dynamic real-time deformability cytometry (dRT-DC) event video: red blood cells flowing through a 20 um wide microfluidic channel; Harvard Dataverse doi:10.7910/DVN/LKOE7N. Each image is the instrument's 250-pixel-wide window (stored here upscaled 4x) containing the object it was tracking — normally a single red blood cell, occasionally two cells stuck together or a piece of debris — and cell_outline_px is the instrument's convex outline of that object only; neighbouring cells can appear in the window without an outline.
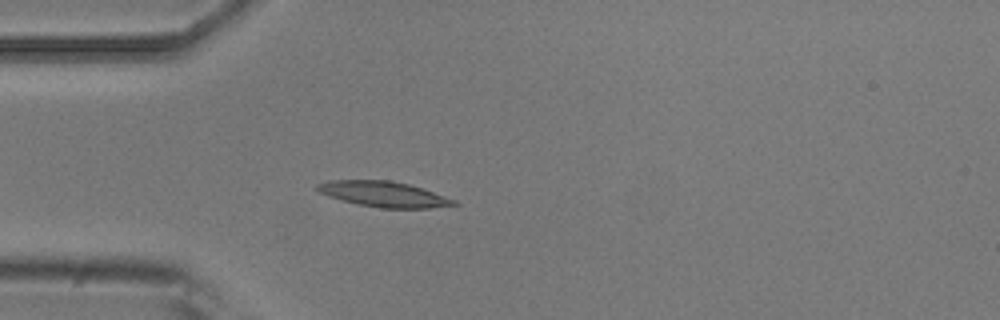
{"species": "common noctule bat (a hibernating species)", "species_latin": "Nyctalus noctula", "temperature_condition": "room temperature", "stored_images_in_passage": 51, "camera_frame_rate_fps": 3000, "um_per_image_px": 0.085, "animal": {"sex": "male", "body_mass_g": 20.5, "forearm_length_mm": 52.5}, "frame": {"image": 1, "passage_image": 14, "time_ms": 4.333, "image_size_px": [1000, 320], "cell_outline_px": [[460, 204], [428, 208], [380, 208], [360, 204], [328, 196], [320, 192], [316, 188], [316, 184], [328, 180], [388, 180], [408, 184], [456, 200]], "centroid_in_image_um": [32.6, 16.5], "position_along_channel_um": 52.4, "area_um2": 19.94}}
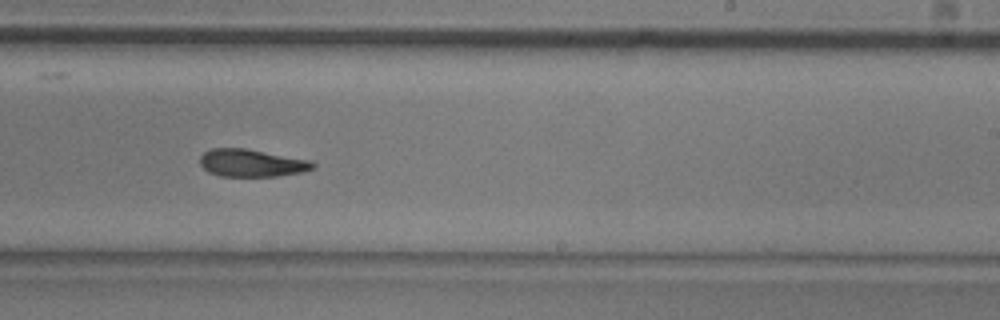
{"frame": {"image": 2, "passage_image": 31, "time_ms": 10.0, "image_size_px": [1000, 320], "cell_outline_px": [[316, 164], [312, 168], [300, 172], [276, 176], [220, 176], [208, 172], [200, 164], [200, 156], [204, 152], [212, 148], [244, 148], [312, 160]], "centroid_in_image_um": [21.37, 13.85], "position_along_channel_um": 267.6, "area_um2": 18.03}}
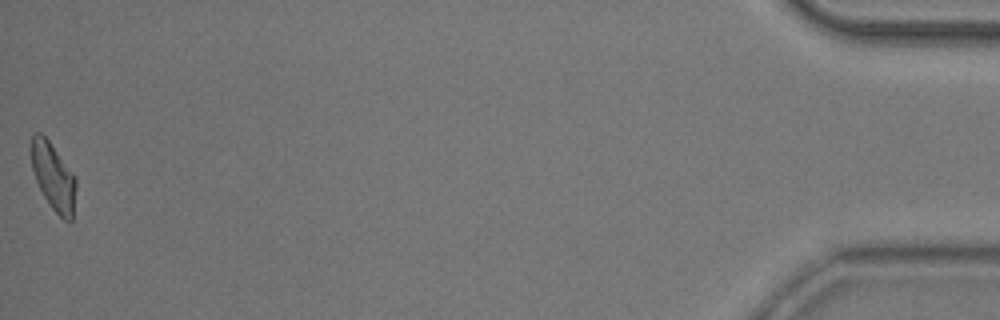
{"frame": {"image": 3, "passage_image": 51, "time_ms": 16.667, "image_size_px": [1000, 320], "cell_outline_px": [[76, 188], [72, 220], [64, 220], [52, 208], [44, 196], [36, 180], [32, 168], [32, 136], [36, 132], [40, 132], [48, 140], [76, 176]], "centroid_in_image_um": [4.56, 15.02], "position_along_channel_um": 430.6, "area_um2": 17.22}, "authors_computed_cell_mechanics": {"area_um2": 18.5538, "velocity_mm_per_s": 3.925, "shape_relaxation_time_tau1_ms": 8.3945, "shape_relaxation_time_tau2_ms": null, "deformation_change_tau1": 0.2269, "deformation_change_tau2": null}}